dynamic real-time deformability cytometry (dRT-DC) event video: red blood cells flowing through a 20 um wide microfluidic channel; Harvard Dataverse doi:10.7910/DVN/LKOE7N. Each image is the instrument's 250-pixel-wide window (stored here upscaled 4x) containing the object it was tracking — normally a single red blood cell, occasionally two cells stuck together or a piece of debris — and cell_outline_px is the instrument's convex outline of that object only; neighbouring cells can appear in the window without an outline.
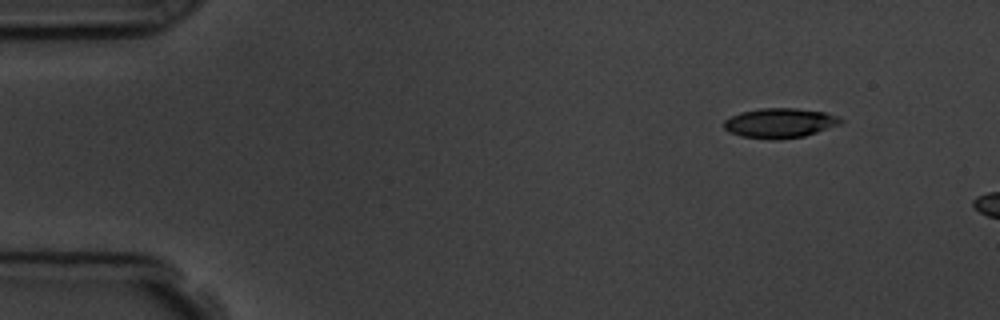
{"species": "common noctule bat (a hibernating species)", "species_latin": "Nyctalus noctula", "temperature_condition": "room temperature", "stored_images_in_passage": 3, "camera_frame_rate_fps": 3000, "um_per_image_px": 0.085, "animal": {"sex": "male", "body_mass_g": 19.5, "forearm_length_mm": 54.6}, "frame": {"image": 1, "passage_image": 1, "time_ms": 0.0, "image_size_px": [1000, 320], "cell_outline_px": [[844, 124], [804, 136], [780, 140], [772, 140], [740, 136], [728, 132], [724, 128], [724, 120], [740, 112], [760, 108], [796, 108], [824, 112], [840, 116], [844, 120]], "centroid_in_image_um": [66.33, 10.46], "position_along_channel_um": 18.7, "area_um2": 20.63}}